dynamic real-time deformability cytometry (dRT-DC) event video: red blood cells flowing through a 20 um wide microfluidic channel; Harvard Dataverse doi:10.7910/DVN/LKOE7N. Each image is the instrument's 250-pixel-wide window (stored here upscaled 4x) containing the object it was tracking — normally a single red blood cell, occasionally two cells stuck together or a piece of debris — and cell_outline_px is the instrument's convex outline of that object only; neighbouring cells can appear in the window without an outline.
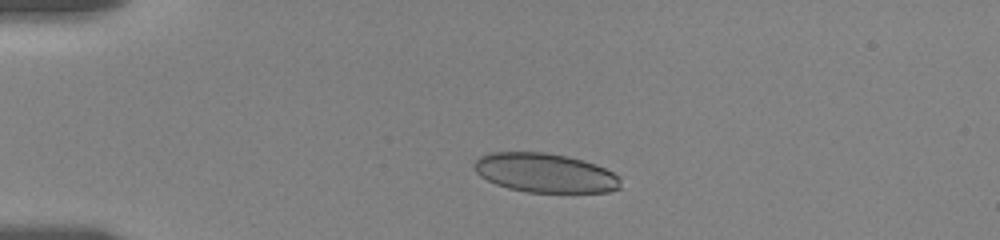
{"species": "human", "species_latin": "Homo sapiens", "temperature_condition": "room temperature", "stored_images_in_passage": 15, "camera_frame_rate_fps": 3000, "um_per_image_px": 0.085, "donor": {"sex": "female"}, "frame": {"image": 1, "passage_image": 4, "time_ms": 3.0, "image_size_px": [1000, 240], "cell_outline_px": [[620, 188], [608, 192], [528, 192], [508, 188], [496, 184], [480, 176], [476, 172], [472, 164], [480, 156], [492, 152], [544, 152], [568, 156], [596, 164], [620, 176]], "centroid_in_image_um": [46.32, 14.69], "position_along_channel_um": 38.7, "area_um2": 33.47}}
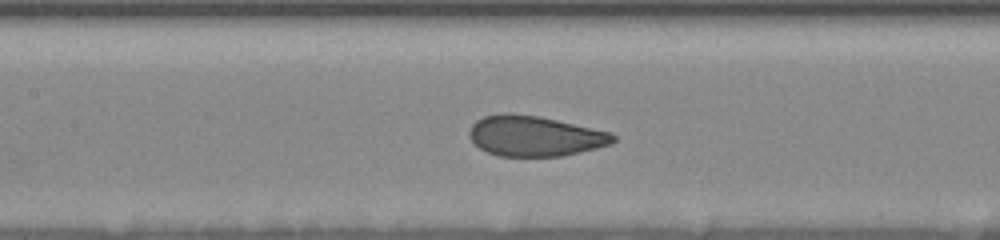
{"frame": {"image": 2, "passage_image": 11, "time_ms": 7.667, "image_size_px": [1000, 240], "cell_outline_px": [[616, 140], [612, 144], [596, 148], [560, 156], [500, 156], [488, 152], [480, 148], [468, 136], [468, 132], [472, 124], [476, 120], [484, 116], [504, 112], [536, 116], [556, 120], [608, 132], [616, 136]], "centroid_in_image_um": [45.41, 11.56], "position_along_channel_um": 162.0, "area_um2": 33.47}}
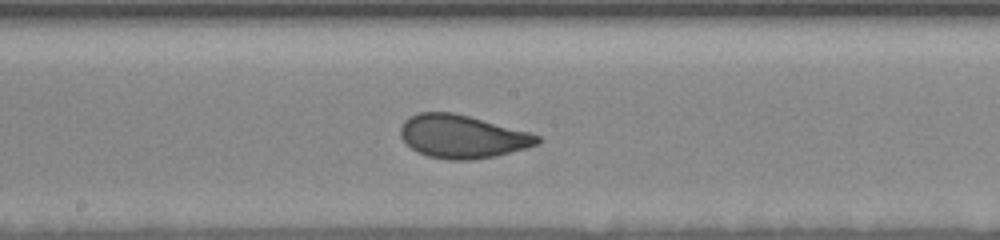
{"frame": {"image": 3, "passage_image": 14, "time_ms": 9.0, "image_size_px": [1000, 240], "cell_outline_px": [[540, 144], [496, 156], [472, 160], [448, 160], [428, 156], [416, 152], [400, 136], [400, 128], [404, 120], [408, 116], [420, 112], [452, 112], [532, 132], [540, 136]], "centroid_in_image_um": [39.3, 11.6], "position_along_channel_um": 208.9, "area_um2": 34.62}}